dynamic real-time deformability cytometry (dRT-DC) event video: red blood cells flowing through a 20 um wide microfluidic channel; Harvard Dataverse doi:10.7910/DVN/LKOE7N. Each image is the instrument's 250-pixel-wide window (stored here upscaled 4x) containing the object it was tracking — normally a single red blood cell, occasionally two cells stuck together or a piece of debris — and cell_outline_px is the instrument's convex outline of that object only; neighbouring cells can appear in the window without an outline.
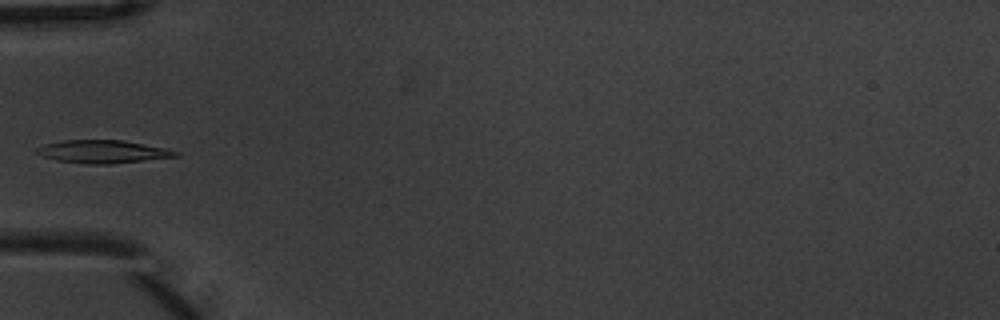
{"species": "common noctule bat (a hibernating species)", "species_latin": "Nyctalus noctula", "temperature_condition": "warm", "stored_images_in_passage": 6, "camera_frame_rate_fps": 3000, "um_per_image_px": 0.085, "animal": {"sex": "male", "body_mass_g": 20.1, "forearm_length_mm": 53.5}, "frame": {"image": 1, "passage_image": 5, "time_ms": 1.333, "image_size_px": [1000, 320], "cell_outline_px": [[180, 156], [112, 164], [88, 164], [56, 160], [44, 156], [36, 152], [36, 148], [44, 144], [64, 140], [124, 140], [168, 148], [180, 152]], "centroid_in_image_um": [8.8, 12.88], "position_along_channel_um": 76.2, "area_um2": 18.67}}
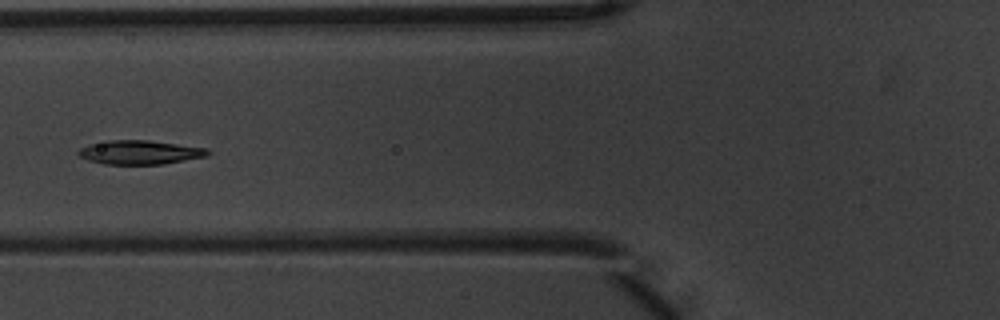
{"frame": {"image": 2, "passage_image": 6, "time_ms": 1.667, "image_size_px": [1000, 320], "cell_outline_px": [[212, 152], [208, 156], [164, 164], [104, 164], [88, 160], [80, 156], [76, 152], [80, 148], [88, 144], [108, 140], [148, 140], [208, 148]], "centroid_in_image_um": [11.91, 12.94], "position_along_channel_um": 113.9, "area_um2": 18.21}}